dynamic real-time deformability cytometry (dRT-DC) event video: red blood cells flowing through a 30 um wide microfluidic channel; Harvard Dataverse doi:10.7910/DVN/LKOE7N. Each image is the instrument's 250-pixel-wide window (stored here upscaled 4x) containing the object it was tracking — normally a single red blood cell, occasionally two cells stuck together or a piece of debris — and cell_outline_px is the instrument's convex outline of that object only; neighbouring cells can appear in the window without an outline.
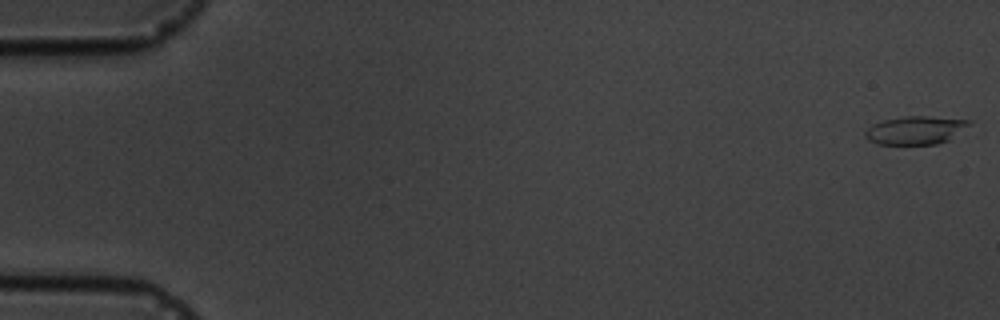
{"species": "common noctule bat (a hibernating species)", "species_latin": "Nyctalus noctula", "temperature_condition": "cold", "stored_images_in_passage": 6, "camera_frame_rate_fps": 3000, "um_per_image_px": 0.085, "animal": {"sex": "male", "body_mass_g": 19.5, "forearm_length_mm": 54.6}, "frame": {"image": 1, "passage_image": 1, "time_ms": 0.0, "image_size_px": [1000, 320], "cell_outline_px": [[972, 124], [948, 140], [936, 144], [876, 144], [868, 140], [864, 136], [864, 132], [872, 124], [884, 120], [908, 116], [928, 116], [972, 120]], "centroid_in_image_um": [77.82, 11.07], "position_along_channel_um": 7.2, "area_um2": 17.11}}
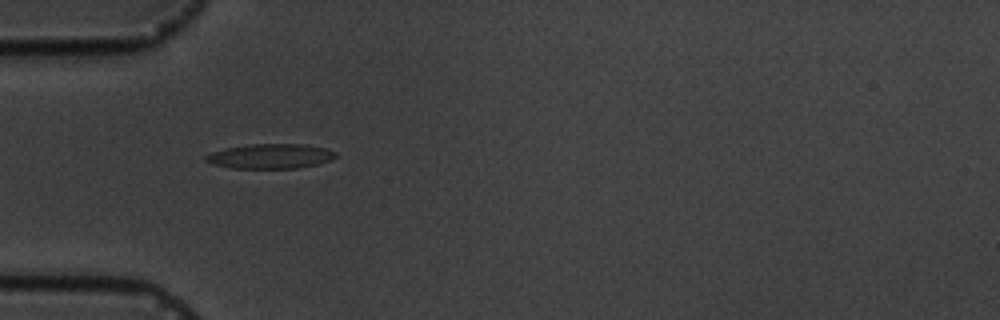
{"frame": {"image": 2, "passage_image": 5, "time_ms": 5.667, "image_size_px": [1000, 320], "cell_outline_px": [[336, 156], [332, 160], [320, 164], [296, 168], [232, 168], [212, 164], [204, 160], [204, 156], [212, 152], [224, 148], [248, 144], [304, 144], [324, 148], [336, 152]], "centroid_in_image_um": [22.97, 13.28], "position_along_channel_um": 62.0, "area_um2": 18.84}}
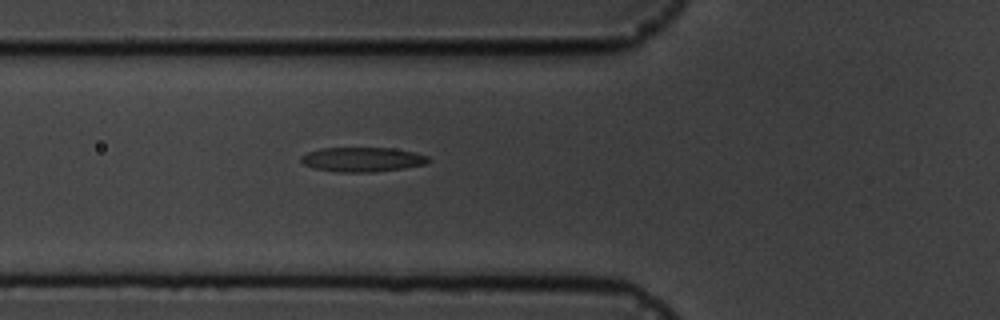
{"frame": {"image": 3, "passage_image": 6, "time_ms": 6.667, "image_size_px": [1000, 320], "cell_outline_px": [[432, 160], [424, 164], [404, 168], [372, 172], [340, 172], [312, 168], [304, 164], [300, 160], [300, 156], [308, 152], [320, 148], [392, 148], [412, 152], [428, 156]], "centroid_in_image_um": [30.78, 13.55], "position_along_channel_um": 95.0, "area_um2": 18.15}}